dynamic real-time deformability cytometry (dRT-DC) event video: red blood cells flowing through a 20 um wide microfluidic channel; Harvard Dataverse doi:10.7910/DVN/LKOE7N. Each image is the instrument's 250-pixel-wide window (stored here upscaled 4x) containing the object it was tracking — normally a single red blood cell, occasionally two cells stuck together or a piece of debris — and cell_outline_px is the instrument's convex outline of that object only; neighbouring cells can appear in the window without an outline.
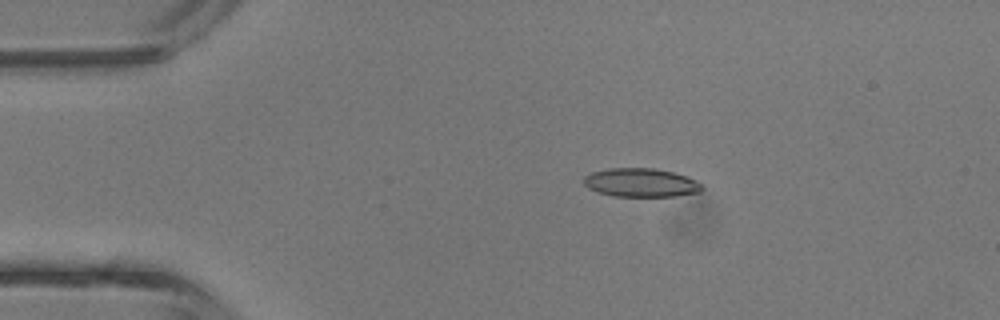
{"species": "common noctule bat (a hibernating species)", "species_latin": "Nyctalus noctula", "temperature_condition": "room temperature", "stored_images_in_passage": 29, "camera_frame_rate_fps": 3000, "um_per_image_px": 0.085, "animal": {"sex": "male", "body_mass_g": 13.3}, "frame": {"image": 1, "passage_image": 2, "time_ms": 0.333, "image_size_px": [1000, 320], "cell_outline_px": [[704, 188], [700, 192], [676, 196], [612, 196], [588, 188], [584, 184], [584, 176], [592, 172], [608, 168], [652, 168], [672, 172], [696, 180]], "centroid_in_image_um": [54.47, 15.52], "position_along_channel_um": 30.5, "area_um2": 19.59}}
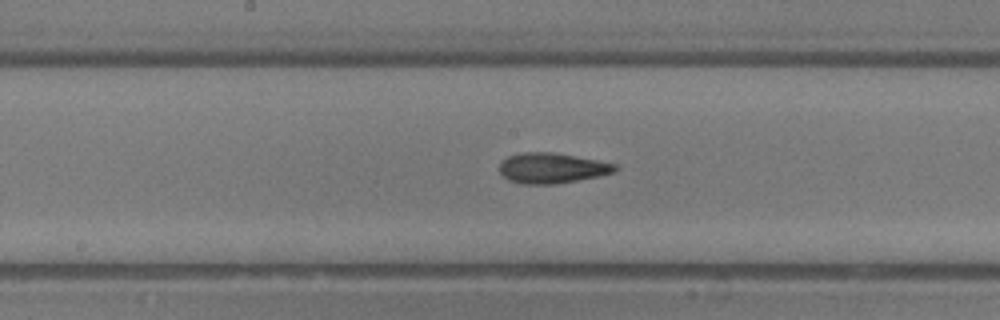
{"frame": {"image": 2, "passage_image": 16, "time_ms": 5.0, "image_size_px": [1000, 320], "cell_outline_px": [[616, 172], [556, 184], [524, 184], [508, 180], [500, 172], [500, 164], [508, 156], [520, 152], [552, 152], [596, 160], [616, 164]], "centroid_in_image_um": [46.88, 14.28], "position_along_channel_um": 201.3, "area_um2": 20.17}}
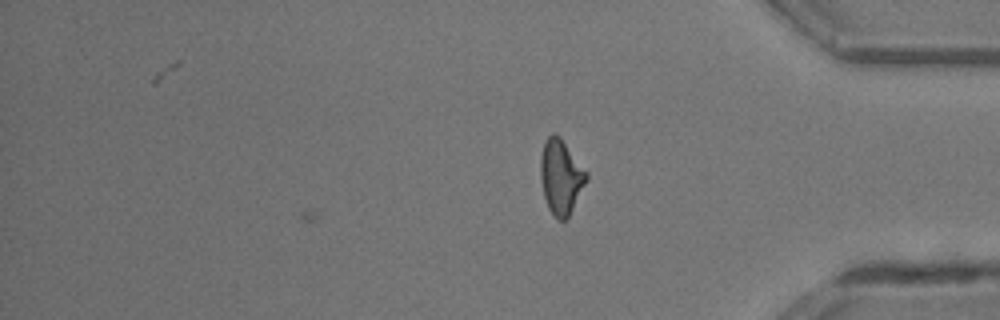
{"frame": {"image": 3, "passage_image": 29, "time_ms": 9.333, "image_size_px": [1000, 320], "cell_outline_px": [[588, 180], [568, 216], [564, 220], [556, 220], [548, 208], [544, 196], [540, 180], [540, 156], [544, 140], [552, 132], [556, 132], [560, 136], [588, 172]], "centroid_in_image_um": [47.67, 14.99], "position_along_channel_um": 387.5, "area_um2": 20.29}, "authors_computed_cell_mechanics": {"area_um2": 20.1722, "velocity_mm_per_s": 4.7437, "shape_relaxation_time_tau1_ms": 5.0009, "shape_relaxation_time_tau2_ms": 2.3329, "deformation_change_tau1": 0.1494, "deformation_change_tau2": 0.1161}}